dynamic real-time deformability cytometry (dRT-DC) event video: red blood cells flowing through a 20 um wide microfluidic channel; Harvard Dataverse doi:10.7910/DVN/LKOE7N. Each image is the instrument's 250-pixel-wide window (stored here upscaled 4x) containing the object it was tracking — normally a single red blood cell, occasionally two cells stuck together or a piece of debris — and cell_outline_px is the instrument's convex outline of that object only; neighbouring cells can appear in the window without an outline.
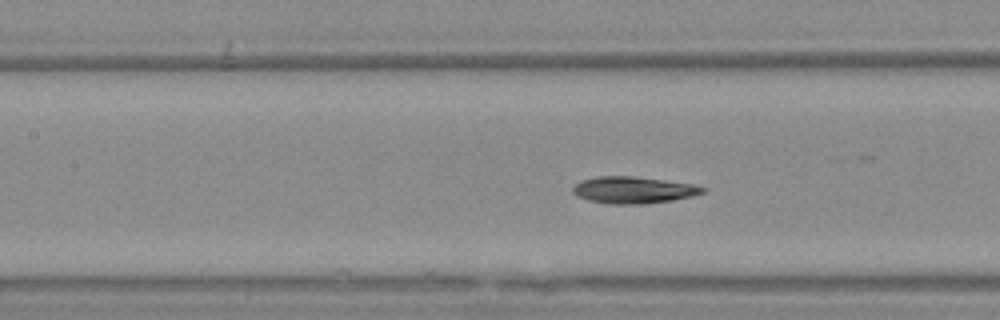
{"species": "Egyptian fruit bat (a non-hibernating species)", "species_latin": "Rousettus aegyptiacus", "temperature_condition": "warm", "stored_images_in_passage": 15, "camera_frame_rate_fps": 3000, "um_per_image_px": 0.085, "animal": {"sex": "female"}, "frame": {"image": 1, "passage_image": 8, "time_ms": 2.333, "image_size_px": [1000, 320], "cell_outline_px": [[704, 192], [692, 196], [672, 200], [644, 204], [608, 204], [588, 200], [576, 196], [572, 192], [572, 188], [576, 184], [584, 180], [600, 176], [632, 176], [692, 184], [704, 188]], "centroid_in_image_um": [53.8, 16.16], "position_along_channel_um": 153.6, "area_um2": 20.0}}